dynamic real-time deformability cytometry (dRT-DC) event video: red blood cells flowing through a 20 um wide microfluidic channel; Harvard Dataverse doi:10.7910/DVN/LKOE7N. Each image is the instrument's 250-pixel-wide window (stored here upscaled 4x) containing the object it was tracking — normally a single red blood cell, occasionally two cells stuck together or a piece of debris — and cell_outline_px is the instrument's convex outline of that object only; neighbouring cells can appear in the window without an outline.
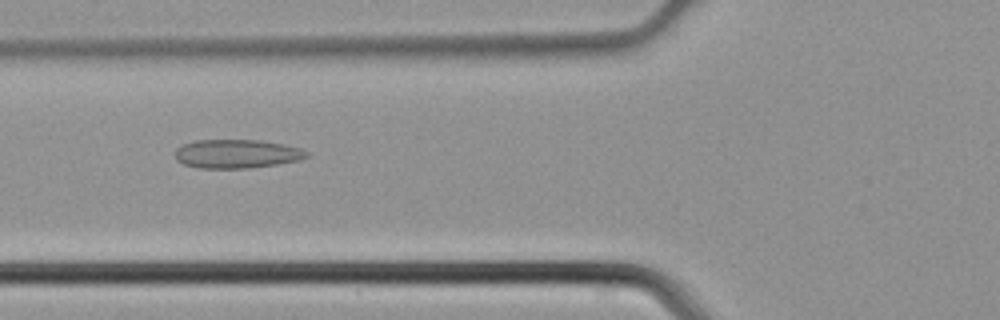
{"species": "common noctule bat (a hibernating species)", "species_latin": "Nyctalus noctula", "temperature_condition": "cold", "stored_images_in_passage": 44, "camera_frame_rate_fps": 3000, "um_per_image_px": 0.085, "animal": {"sex": "male", "body_mass_g": 21.5, "forearm_length_mm": 52.0}, "frame": {"image": 1, "passage_image": 17, "time_ms": 5.333, "image_size_px": [1000, 320], "cell_outline_px": [[308, 156], [300, 160], [276, 164], [248, 168], [200, 168], [184, 164], [176, 160], [176, 148], [180, 144], [196, 140], [260, 140], [284, 144], [300, 148], [308, 152]], "centroid_in_image_um": [20.11, 13.07], "position_along_channel_um": 105.7, "area_um2": 22.08}}
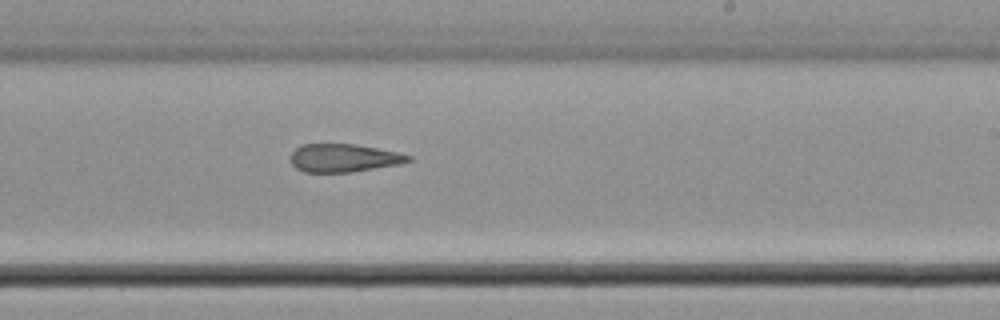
{"frame": {"image": 2, "passage_image": 27, "time_ms": 8.667, "image_size_px": [1000, 320], "cell_outline_px": [[412, 160], [400, 164], [352, 172], [304, 172], [296, 168], [292, 164], [292, 152], [300, 144], [356, 144], [400, 152], [412, 156]], "centroid_in_image_um": [29.25, 13.42], "position_along_channel_um": 259.7, "area_um2": 19.36}}
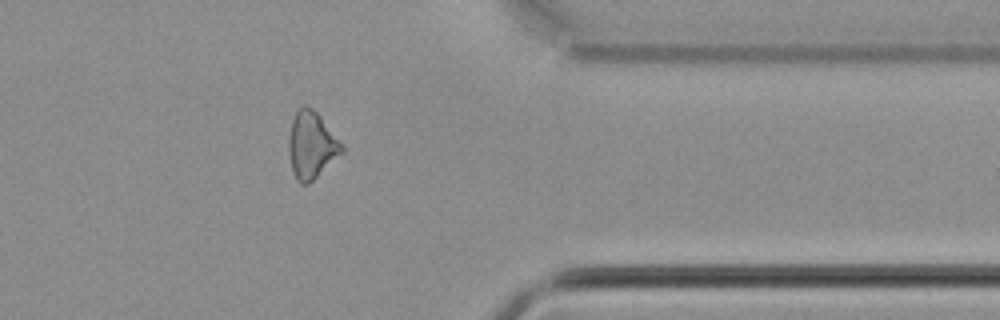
{"frame": {"image": 3, "passage_image": 36, "time_ms": 11.667, "image_size_px": [1000, 320], "cell_outline_px": [[344, 152], [308, 184], [300, 184], [296, 180], [292, 172], [288, 152], [288, 136], [292, 120], [296, 112], [304, 104], [312, 108], [320, 116], [344, 148]], "centroid_in_image_um": [26.44, 12.36], "position_along_channel_um": 385.0, "area_um2": 20.58}}